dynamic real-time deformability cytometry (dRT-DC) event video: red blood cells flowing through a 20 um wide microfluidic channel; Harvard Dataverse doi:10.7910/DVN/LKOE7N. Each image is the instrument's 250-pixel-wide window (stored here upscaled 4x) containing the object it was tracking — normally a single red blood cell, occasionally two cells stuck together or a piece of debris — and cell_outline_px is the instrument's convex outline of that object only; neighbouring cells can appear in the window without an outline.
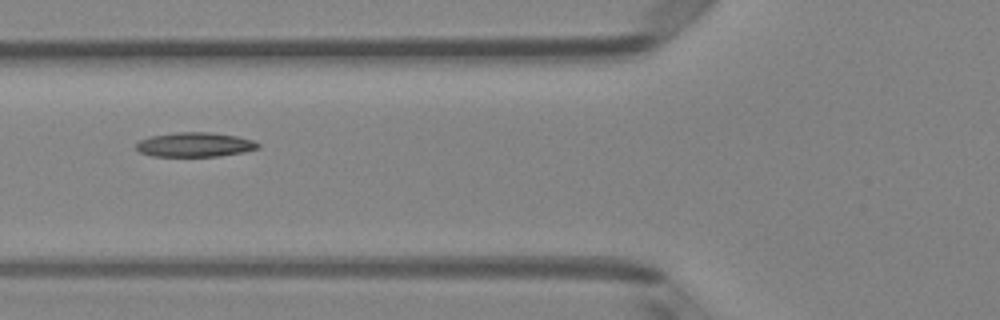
{"species": "Egyptian fruit bat (a non-hibernating species)", "species_latin": "Rousettus aegyptiacus", "temperature_condition": "room temperature", "stored_images_in_passage": 6, "camera_frame_rate_fps": 3000, "um_per_image_px": 0.085, "animal": {"sex": "female"}, "frame": {"image": 1, "passage_image": 6, "time_ms": 1.667, "image_size_px": [1000, 320], "cell_outline_px": [[260, 148], [244, 152], [220, 156], [152, 156], [140, 152], [136, 148], [136, 144], [140, 140], [152, 136], [176, 132], [208, 132], [236, 136], [252, 140], [260, 144]], "centroid_in_image_um": [16.58, 12.3], "position_along_channel_um": 109.2, "area_um2": 17.28}}